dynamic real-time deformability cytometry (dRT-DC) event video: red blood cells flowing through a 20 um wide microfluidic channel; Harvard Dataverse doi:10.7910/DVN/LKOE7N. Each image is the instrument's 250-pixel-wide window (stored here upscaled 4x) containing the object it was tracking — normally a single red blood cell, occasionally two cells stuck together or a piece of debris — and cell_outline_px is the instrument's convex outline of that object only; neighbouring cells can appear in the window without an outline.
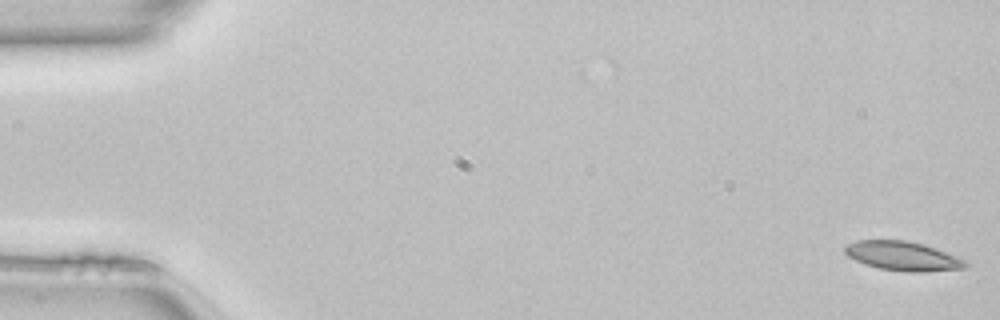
{"species": "common noctule bat (a hibernating species)", "species_latin": "Nyctalus noctula", "temperature_condition": "room temperature", "stored_images_in_passage": 2, "camera_frame_rate_fps": 3000, "um_per_image_px": 0.085, "animal": {"sex": "female", "body_mass_g": 22.7, "forearm_length_mm": 54.2}, "frame": {"image": 1, "passage_image": 2, "time_ms": 0.333, "image_size_px": [1000, 320], "cell_outline_px": [[968, 264], [964, 268], [924, 272], [908, 272], [880, 268], [856, 260], [848, 256], [844, 252], [844, 248], [848, 244], [856, 240], [908, 240], [924, 244], [936, 248], [956, 256], [964, 260]], "centroid_in_image_um": [76.74, 21.75], "position_along_channel_um": 8.3, "area_um2": 20.35}}